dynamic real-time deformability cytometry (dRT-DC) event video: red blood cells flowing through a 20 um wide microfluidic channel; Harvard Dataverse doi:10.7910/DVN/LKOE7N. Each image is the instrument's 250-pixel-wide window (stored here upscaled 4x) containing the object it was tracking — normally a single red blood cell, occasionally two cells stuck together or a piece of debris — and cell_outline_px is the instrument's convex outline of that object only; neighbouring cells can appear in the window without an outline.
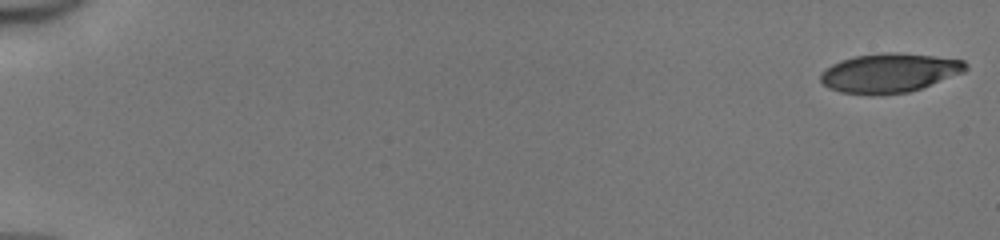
{"species": "human", "species_latin": "Homo sapiens", "temperature_condition": "cold", "stored_images_in_passage": 50, "camera_frame_rate_fps": 3000, "um_per_image_px": 0.085, "donor": {"sex": "male"}, "frame": {"image": 1, "passage_image": 1, "time_ms": 0.0, "image_size_px": [1000, 240], "cell_outline_px": [[968, 68], [964, 72], [920, 88], [908, 92], [872, 96], [840, 92], [828, 88], [820, 80], [820, 72], [832, 64], [840, 60], [856, 56], [884, 52], [896, 52], [932, 56], [964, 60], [968, 64]], "centroid_in_image_um": [75.56, 6.21], "position_along_channel_um": 9.4, "area_um2": 33.23}}
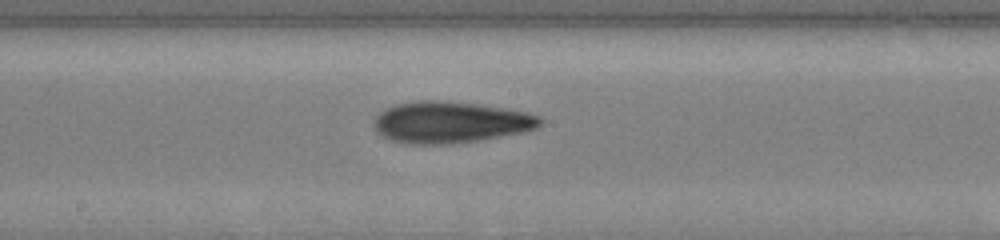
{"frame": {"image": 2, "passage_image": 29, "time_ms": 9.333, "image_size_px": [1000, 240], "cell_outline_px": [[544, 120], [536, 128], [524, 132], [480, 140], [448, 144], [412, 144], [392, 140], [384, 136], [372, 124], [376, 116], [384, 108], [396, 104], [416, 100], [440, 100], [504, 108], [528, 112], [540, 116]], "centroid_in_image_um": [38.3, 10.38], "position_along_channel_um": 209.9, "area_um2": 40.06}}
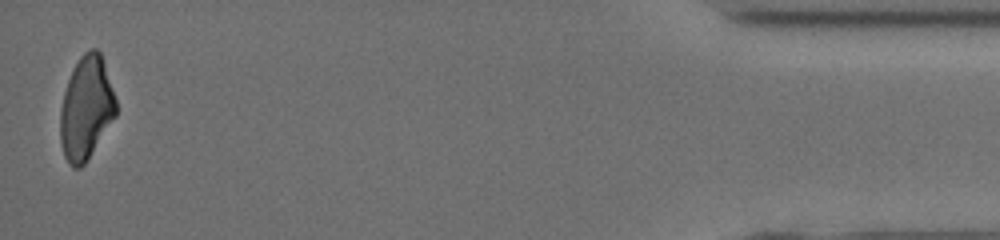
{"frame": {"image": 3, "passage_image": 50, "time_ms": 16.333, "image_size_px": [1000, 240], "cell_outline_px": [[116, 116], [84, 164], [80, 168], [72, 168], [68, 164], [64, 156], [60, 144], [60, 108], [64, 92], [72, 68], [80, 56], [84, 52], [92, 48], [96, 48], [100, 52], [116, 100]], "centroid_in_image_um": [7.3, 9.2], "position_along_channel_um": 427.9, "area_um2": 33.47}, "authors_computed_cell_mechanics": {"area_um2": 36.2984, "velocity_mm_per_s": 4.1821, "shape_relaxation_time_tau1_ms": 4.3612, "shape_relaxation_time_tau2_ms": 8.567, "deformation_change_tau1": 0.1555, "deformation_change_tau2": 0.2133}}